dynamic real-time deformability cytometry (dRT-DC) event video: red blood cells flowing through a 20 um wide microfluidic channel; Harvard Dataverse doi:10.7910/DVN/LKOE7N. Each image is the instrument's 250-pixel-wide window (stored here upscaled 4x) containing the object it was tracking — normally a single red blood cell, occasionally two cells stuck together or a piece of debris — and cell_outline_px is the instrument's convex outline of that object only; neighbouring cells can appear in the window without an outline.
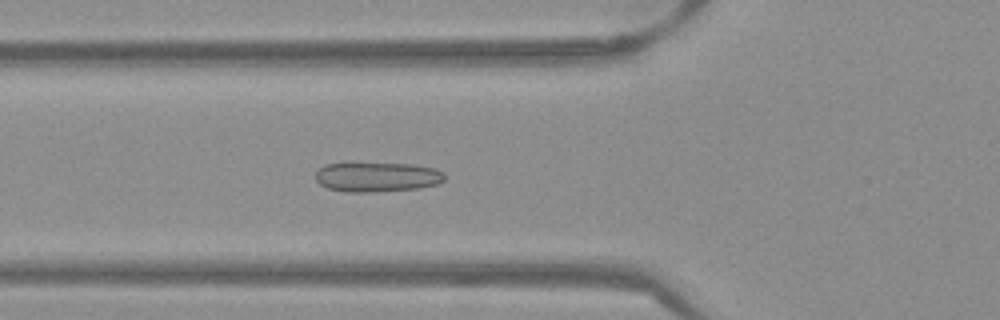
{"species": "Egyptian fruit bat (a non-hibernating species)", "species_latin": "Rousettus aegyptiacus", "temperature_condition": "warm", "stored_images_in_passage": 37, "segment_of_instrument_passage": [1, 2], "camera_frame_rate_fps": 3000, "um_per_image_px": 0.085, "frame": {"image": 1, "passage_image": 5, "time_ms": 1.333, "image_size_px": [1000, 320], "cell_outline_px": [[444, 180], [440, 184], [420, 188], [372, 192], [348, 192], [328, 188], [320, 184], [316, 180], [316, 172], [324, 164], [412, 164], [436, 168], [444, 172]], "centroid_in_image_um": [32.1, 15.05], "position_along_channel_um": 93.7, "area_um2": 22.2}}
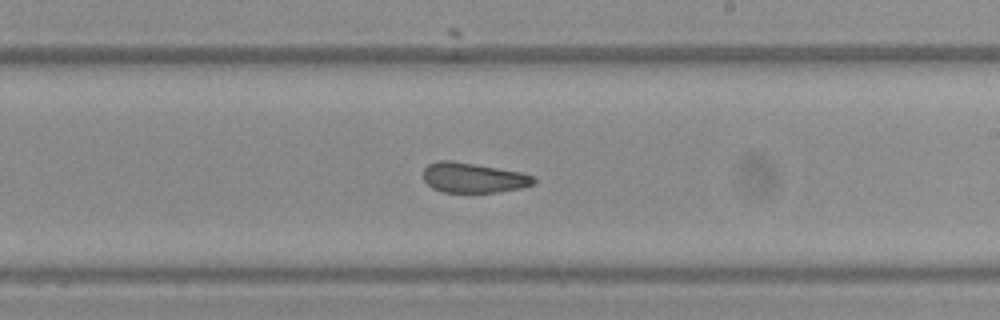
{"frame": {"image": 2, "passage_image": 17, "time_ms": 5.333, "image_size_px": [1000, 320], "cell_outline_px": [[536, 184], [524, 188], [496, 192], [444, 192], [432, 188], [424, 180], [424, 168], [428, 164], [440, 160], [452, 160], [476, 164], [520, 172], [532, 176], [536, 180]], "centroid_in_image_um": [40.25, 15.11], "position_along_channel_um": 248.8, "area_um2": 19.36}}
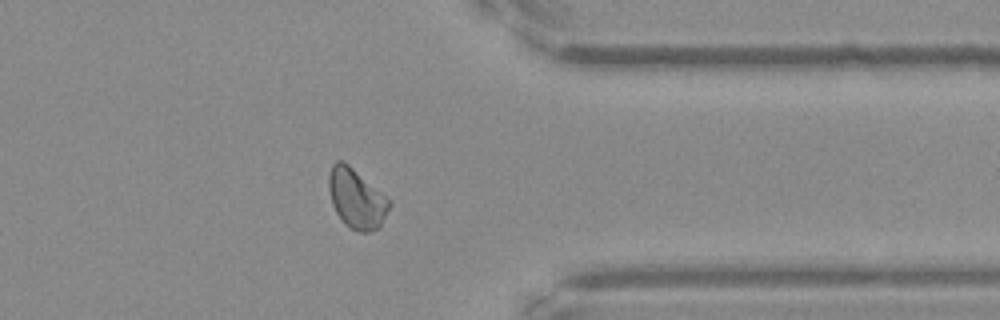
{"frame": {"image": 3, "passage_image": 28, "time_ms": 9.0, "image_size_px": [1000, 320], "cell_outline_px": [[392, 204], [380, 228], [368, 232], [360, 232], [344, 224], [336, 212], [332, 204], [328, 188], [328, 176], [332, 164], [336, 160], [340, 160], [348, 164], [392, 200]], "centroid_in_image_um": [30.32, 16.88], "position_along_channel_um": 381.1, "area_um2": 21.27}}